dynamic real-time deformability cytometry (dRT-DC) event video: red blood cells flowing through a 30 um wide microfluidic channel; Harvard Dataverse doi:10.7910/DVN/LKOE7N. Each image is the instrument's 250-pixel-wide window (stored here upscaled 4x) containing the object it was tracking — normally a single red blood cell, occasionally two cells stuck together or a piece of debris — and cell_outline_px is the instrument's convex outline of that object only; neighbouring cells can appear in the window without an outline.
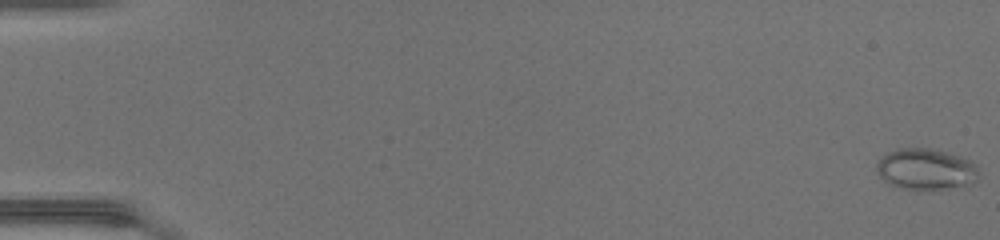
{"species": "common noctule bat (a hibernating species)", "species_latin": "Nyctalus noctula", "temperature_condition": "warm", "stored_images_in_passage": 49, "camera_frame_rate_fps": 3000, "um_per_image_px": 0.085, "animal": {"sex": "female", "body_mass_g": 17.0, "forearm_length_mm": 48.0}, "frame": {"image": 1, "passage_image": 1, "time_ms": 0.0, "image_size_px": [1000, 240], "cell_outline_px": [[980, 176], [972, 184], [944, 188], [900, 188], [888, 184], [876, 172], [876, 164], [880, 156], [896, 148], [928, 148], [960, 156], [972, 160], [976, 164]], "centroid_in_image_um": [78.69, 14.36], "position_along_channel_um": 6.3, "area_um2": 24.51}}
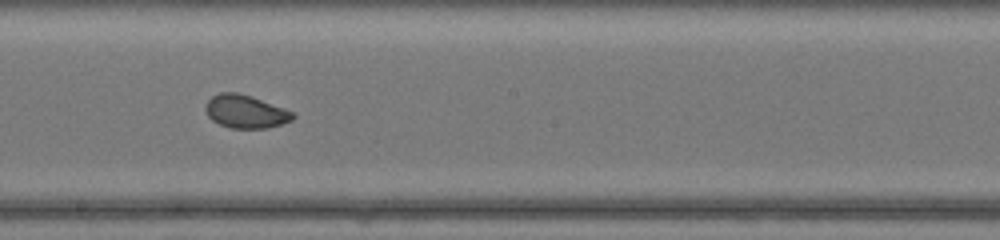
{"frame": {"image": 2, "passage_image": 29, "time_ms": 9.333, "image_size_px": [1000, 240], "cell_outline_px": [[296, 116], [292, 120], [268, 128], [228, 128], [212, 120], [208, 116], [204, 108], [208, 100], [212, 96], [220, 92], [236, 92], [284, 108], [292, 112]], "centroid_in_image_um": [20.84, 9.49], "position_along_channel_um": 227.4, "area_um2": 16.65}}
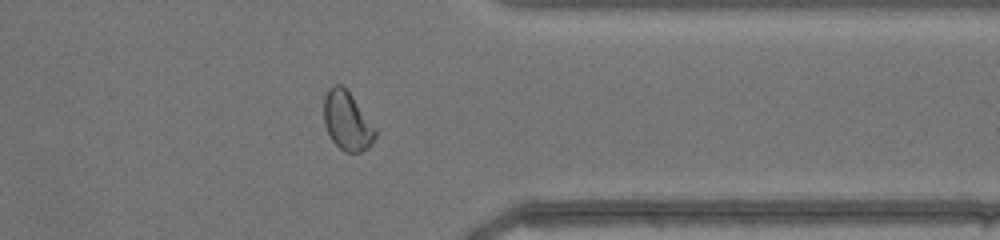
{"frame": {"image": 3, "passage_image": 40, "time_ms": 13.0, "image_size_px": [1000, 240], "cell_outline_px": [[376, 136], [368, 148], [360, 152], [344, 152], [332, 140], [324, 124], [324, 96], [328, 88], [332, 84], [340, 84], [352, 96], [376, 128]], "centroid_in_image_um": [29.49, 10.28], "position_along_channel_um": 381.9, "area_um2": 17.51}, "authors_computed_cell_mechanics": {"area_um2": 18.9006, "velocity_mm_per_s": 4.3921, "shape_relaxation_time_tau1_ms": 7.1702, "shape_relaxation_time_tau2_ms": 0.7237, "deformation_change_tau1": 0.1211, "deformation_change_tau2": 0.05}}